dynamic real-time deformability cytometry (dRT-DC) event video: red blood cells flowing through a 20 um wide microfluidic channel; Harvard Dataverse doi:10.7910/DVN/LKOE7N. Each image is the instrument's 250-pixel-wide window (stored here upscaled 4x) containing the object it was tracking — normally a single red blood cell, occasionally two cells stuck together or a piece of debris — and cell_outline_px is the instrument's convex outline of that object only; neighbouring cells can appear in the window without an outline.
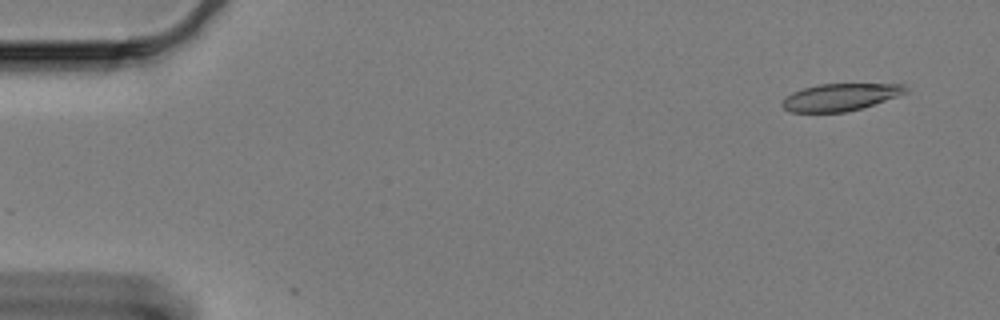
{"species": "Egyptian fruit bat (a non-hibernating species)", "species_latin": "Rousettus aegyptiacus", "temperature_condition": "cold", "stored_images_in_passage": 35, "camera_frame_rate_fps": 3000, "um_per_image_px": 0.085, "animal": {"sex": "female"}, "frame": {"image": 1, "passage_image": 1, "time_ms": 0.0, "image_size_px": [1000, 320], "cell_outline_px": [[908, 92], [860, 108], [844, 112], [792, 112], [784, 108], [780, 104], [792, 92], [804, 88], [820, 84], [904, 84], [908, 88]], "centroid_in_image_um": [71.41, 8.25], "position_along_channel_um": 13.6, "area_um2": 19.19}}
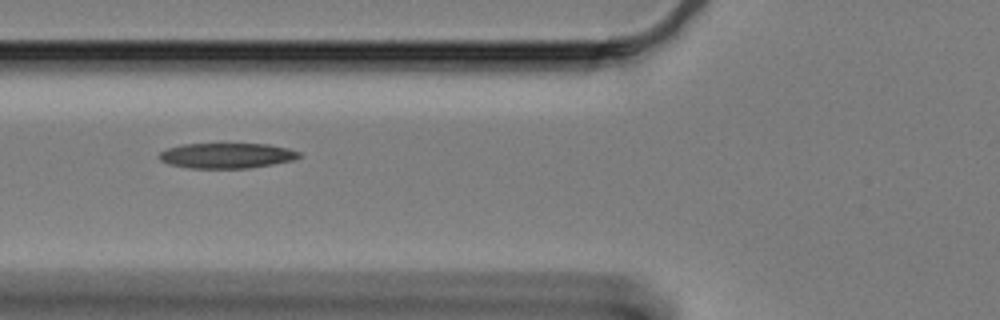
{"frame": {"image": 2, "passage_image": 20, "time_ms": 6.333, "image_size_px": [1000, 320], "cell_outline_px": [[300, 156], [292, 160], [272, 164], [248, 168], [188, 168], [168, 164], [160, 160], [160, 152], [168, 148], [180, 144], [268, 144], [288, 148], [300, 152]], "centroid_in_image_um": [19.25, 13.22], "position_along_channel_um": 106.6, "area_um2": 20.52}}
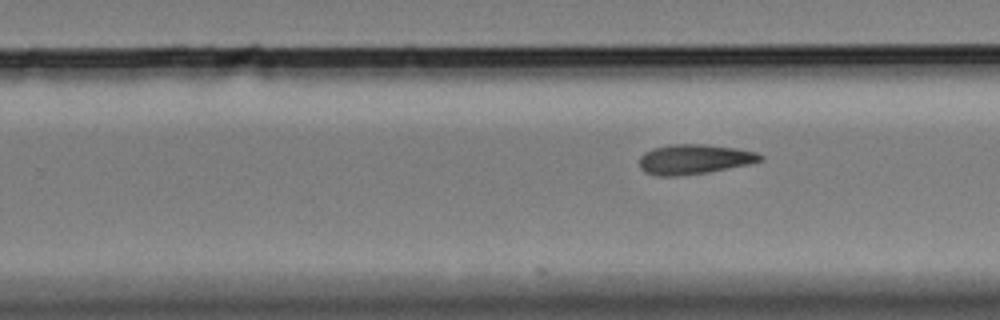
{"frame": {"image": 3, "passage_image": 35, "time_ms": 11.333, "image_size_px": [1000, 320], "cell_outline_px": [[764, 160], [748, 164], [708, 172], [676, 176], [656, 176], [644, 172], [640, 168], [640, 156], [644, 152], [652, 148], [668, 144], [704, 144], [736, 148], [756, 152], [764, 156]], "centroid_in_image_um": [58.98, 13.53], "position_along_channel_um": 270.8, "area_um2": 21.15}}